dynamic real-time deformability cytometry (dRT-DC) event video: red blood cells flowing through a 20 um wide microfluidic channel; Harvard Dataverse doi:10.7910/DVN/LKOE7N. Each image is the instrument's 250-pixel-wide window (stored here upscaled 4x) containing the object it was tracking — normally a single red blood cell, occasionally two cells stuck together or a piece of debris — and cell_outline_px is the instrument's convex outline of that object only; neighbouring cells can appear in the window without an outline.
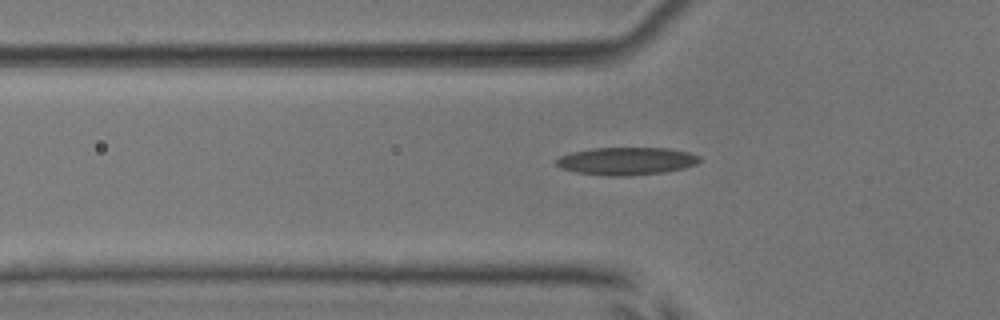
{"species": "common noctule bat (a hibernating species)", "species_latin": "Nyctalus noctula", "temperature_condition": "room temperature", "stored_images_in_passage": 31, "camera_frame_rate_fps": 3000, "um_per_image_px": 0.085, "animal": {"sex": "male", "body_mass_g": 17.9, "forearm_length_mm": 54.2}, "frame": {"image": 1, "passage_image": 2, "time_ms": 0.333, "image_size_px": [1000, 320], "cell_outline_px": [[700, 160], [696, 164], [684, 168], [664, 172], [624, 176], [608, 176], [576, 172], [560, 168], [556, 164], [556, 160], [560, 156], [572, 152], [592, 148], [668, 148], [688, 152], [700, 156]], "centroid_in_image_um": [53.24, 13.69], "position_along_channel_um": 72.6, "area_um2": 23.06}}
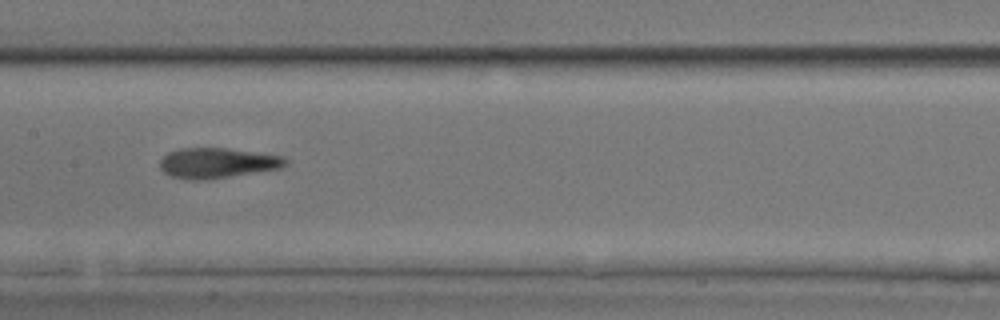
{"frame": {"image": 2, "passage_image": 11, "time_ms": 3.333, "image_size_px": [1000, 320], "cell_outline_px": [[288, 164], [280, 168], [204, 180], [192, 180], [172, 176], [164, 172], [160, 168], [160, 160], [168, 152], [180, 148], [228, 148], [284, 156], [288, 160]], "centroid_in_image_um": [18.47, 13.84], "position_along_channel_um": 188.9, "area_um2": 22.02}}
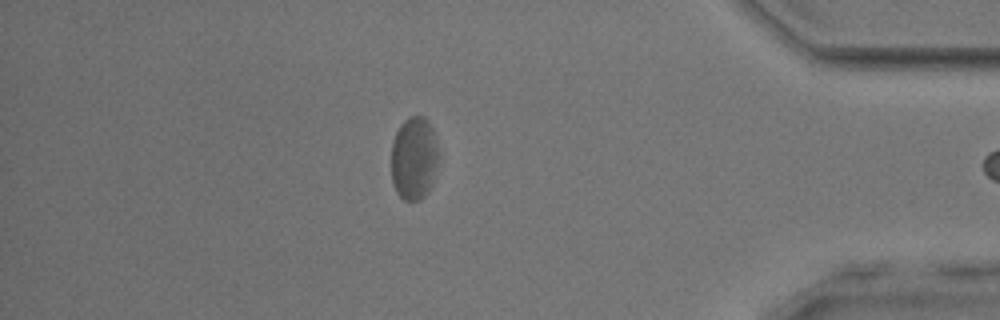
{"frame": {"image": 3, "passage_image": 30, "time_ms": 9.667, "image_size_px": [1000, 320], "cell_outline_px": [[440, 156], [432, 184], [424, 196], [420, 200], [404, 200], [396, 192], [392, 180], [392, 144], [396, 132], [400, 124], [408, 116], [424, 116], [428, 120], [432, 128]], "centroid_in_image_um": [35.21, 13.44], "position_along_channel_um": 400.0, "area_um2": 23.12}}